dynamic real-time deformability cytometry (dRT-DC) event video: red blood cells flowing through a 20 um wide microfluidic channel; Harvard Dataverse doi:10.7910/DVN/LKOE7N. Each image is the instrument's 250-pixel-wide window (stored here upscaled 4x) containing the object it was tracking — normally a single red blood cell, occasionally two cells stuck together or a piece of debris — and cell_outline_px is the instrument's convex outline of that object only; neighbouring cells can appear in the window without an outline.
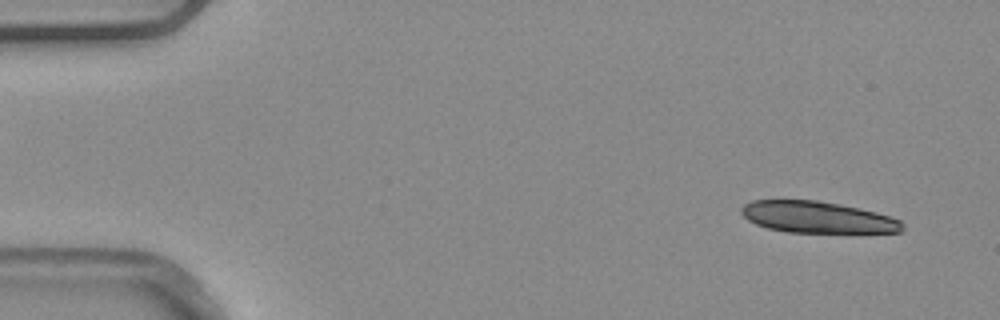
{"species": "common noctule bat (a hibernating species)", "species_latin": "Nyctalus noctula", "temperature_condition": "warm", "stored_images_in_passage": 3, "camera_frame_rate_fps": 3000, "um_per_image_px": 0.085, "animal": {"sex": "male", "body_mass_g": 20.4}, "frame": {"image": 1, "passage_image": 3, "time_ms": 0.667, "image_size_px": [1000, 320], "cell_outline_px": [[904, 228], [900, 232], [788, 232], [768, 228], [756, 224], [748, 220], [740, 212], [740, 208], [744, 204], [752, 200], [816, 200], [840, 204], [876, 212], [900, 220], [904, 224]], "centroid_in_image_um": [69.45, 18.45], "position_along_channel_um": 15.5, "area_um2": 29.42}}